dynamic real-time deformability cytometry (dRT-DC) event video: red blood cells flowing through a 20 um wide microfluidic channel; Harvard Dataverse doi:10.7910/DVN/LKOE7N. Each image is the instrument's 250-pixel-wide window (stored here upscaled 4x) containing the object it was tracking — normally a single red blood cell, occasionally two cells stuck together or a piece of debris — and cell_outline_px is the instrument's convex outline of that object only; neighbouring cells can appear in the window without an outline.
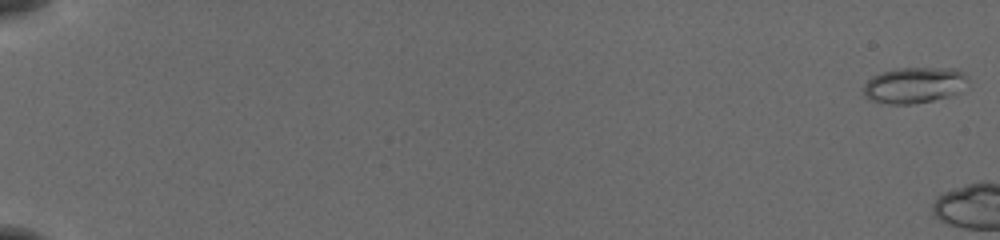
{"species": "common noctule bat (a hibernating species)", "species_latin": "Nyctalus noctula", "temperature_condition": "cold", "stored_images_in_passage": 5, "camera_frame_rate_fps": 3000, "um_per_image_px": 0.085, "animal": {"sex": "female", "body_mass_g": 19.5, "forearm_length_mm": 54.1}, "frame": {"image": 1, "passage_image": 1, "time_ms": 0.0, "image_size_px": [1000, 240], "cell_outline_px": [[968, 80], [956, 92], [948, 96], [932, 100], [912, 104], [888, 104], [872, 100], [864, 96], [864, 84], [872, 76], [884, 72], [900, 68], [956, 68], [964, 72], [968, 76]], "centroid_in_image_um": [77.69, 7.23], "position_along_channel_um": 7.3, "area_um2": 21.62}}